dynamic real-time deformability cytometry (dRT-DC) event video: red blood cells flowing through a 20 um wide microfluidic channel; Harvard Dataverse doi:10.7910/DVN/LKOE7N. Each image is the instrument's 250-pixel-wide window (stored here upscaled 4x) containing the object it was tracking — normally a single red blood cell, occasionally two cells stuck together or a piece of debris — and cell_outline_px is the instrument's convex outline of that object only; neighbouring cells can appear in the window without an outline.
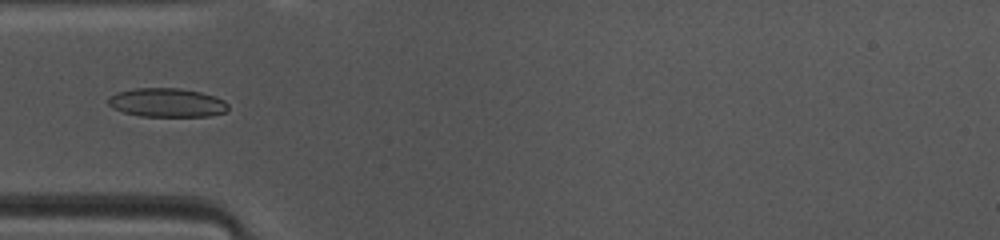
{"species": "common noctule bat (a hibernating species)", "species_latin": "Nyctalus noctula", "temperature_condition": "warm", "stored_images_in_passage": 46, "camera_frame_rate_fps": 3000, "um_per_image_px": 0.085, "animal": {"sex": "female", "body_mass_g": 10.0, "forearm_length_mm": 53.1}, "frame": {"image": 1, "passage_image": 13, "time_ms": 4.0, "image_size_px": [1000, 240], "cell_outline_px": [[228, 112], [208, 116], [140, 116], [124, 112], [112, 108], [108, 104], [108, 100], [116, 92], [136, 88], [180, 88], [200, 92], [216, 96], [224, 100], [228, 104]], "centroid_in_image_um": [14.22, 8.72], "position_along_channel_um": 70.8, "area_um2": 20.23}}
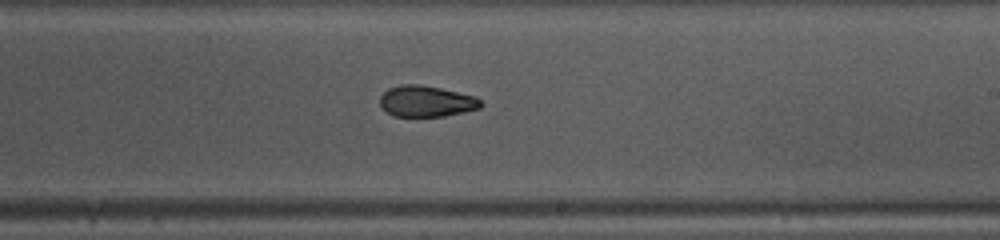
{"frame": {"image": 2, "passage_image": 26, "time_ms": 8.333, "image_size_px": [1000, 240], "cell_outline_px": [[484, 104], [480, 108], [464, 112], [444, 116], [392, 116], [380, 104], [380, 96], [388, 88], [400, 84], [420, 84], [440, 88], [476, 96]], "centroid_in_image_um": [36.25, 8.6], "position_along_channel_um": 252.7, "area_um2": 18.32}}
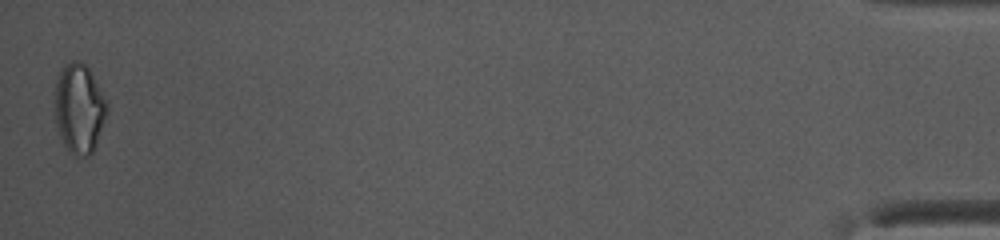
{"frame": {"image": 3, "passage_image": 46, "time_ms": 15.0, "image_size_px": [1000, 240], "cell_outline_px": [[108, 112], [92, 152], [88, 156], [76, 156], [64, 144], [60, 136], [56, 124], [52, 100], [56, 80], [64, 64], [72, 60], [80, 60], [88, 68], [108, 100]], "centroid_in_image_um": [6.71, 9.17], "position_along_channel_um": 428.5, "area_um2": 27.63}, "authors_computed_cell_mechanics": {"area_um2": 19.3052, "velocity_mm_per_s": 4.1564, "shape_relaxation_time_tau1_ms": 5.639, "shape_relaxation_time_tau2_ms": 3.2099, "deformation_change_tau1": 0.1874, "deformation_change_tau2": 0.0777}}